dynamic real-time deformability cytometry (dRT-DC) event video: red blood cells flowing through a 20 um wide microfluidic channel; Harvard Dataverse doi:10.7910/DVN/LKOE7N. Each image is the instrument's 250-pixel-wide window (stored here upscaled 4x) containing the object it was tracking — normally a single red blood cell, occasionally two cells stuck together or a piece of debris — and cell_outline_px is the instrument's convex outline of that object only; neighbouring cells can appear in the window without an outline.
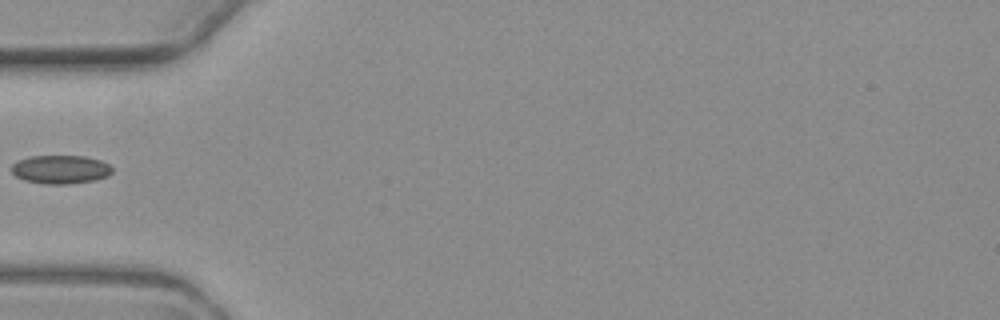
{"species": "common noctule bat (a hibernating species)", "species_latin": "Nyctalus noctula", "temperature_condition": "warm", "stored_images_in_passage": 6, "camera_frame_rate_fps": 3000, "um_per_image_px": 0.085, "animal": {"sex": "female", "body_mass_g": 19.3, "forearm_length_mm": 54.1}, "frame": {"image": 1, "passage_image": 5, "time_ms": 5.333, "image_size_px": [1000, 320], "cell_outline_px": [[112, 172], [108, 176], [96, 180], [68, 184], [44, 184], [24, 180], [16, 176], [12, 172], [12, 164], [28, 156], [84, 156], [100, 160], [108, 164], [112, 168]], "centroid_in_image_um": [5.15, 14.41], "position_along_channel_um": 79.8, "area_um2": 16.76}}
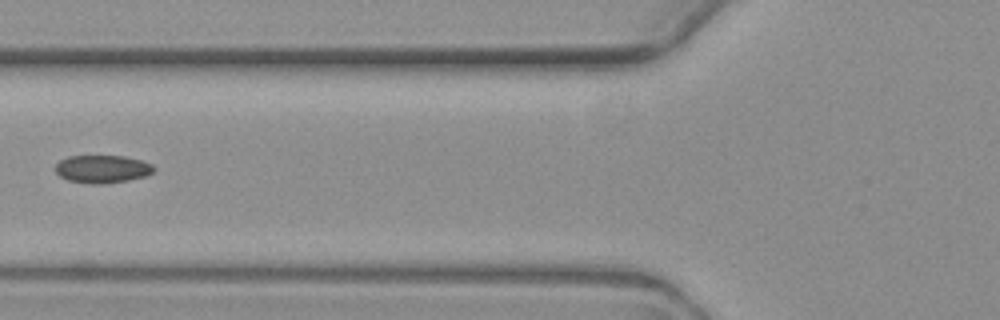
{"frame": {"image": 2, "passage_image": 6, "time_ms": 6.333, "image_size_px": [1000, 320], "cell_outline_px": [[156, 168], [152, 172], [144, 176], [128, 180], [100, 184], [88, 184], [68, 180], [60, 176], [56, 172], [56, 164], [60, 160], [68, 156], [124, 156], [140, 160], [152, 164]], "centroid_in_image_um": [8.68, 14.36], "position_along_channel_um": 117.1, "area_um2": 15.9}}